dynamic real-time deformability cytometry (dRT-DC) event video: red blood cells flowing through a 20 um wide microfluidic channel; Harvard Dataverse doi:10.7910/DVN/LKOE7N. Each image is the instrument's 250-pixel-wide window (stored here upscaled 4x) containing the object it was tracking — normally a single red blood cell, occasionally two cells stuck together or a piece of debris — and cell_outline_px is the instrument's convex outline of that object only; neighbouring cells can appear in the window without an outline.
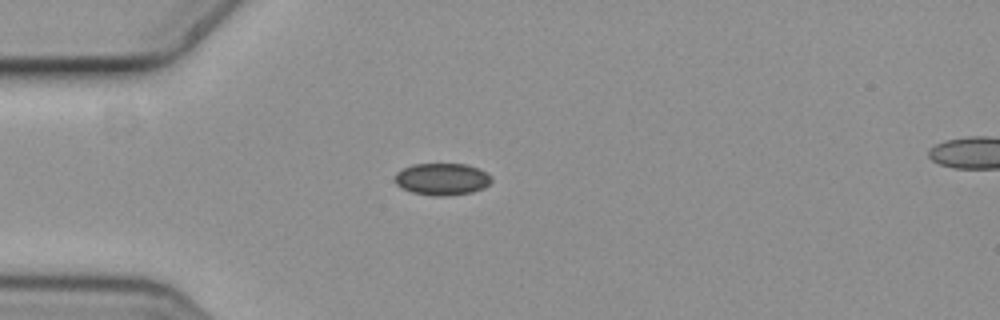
{"species": "common noctule bat (a hibernating species)", "species_latin": "Nyctalus noctula", "temperature_condition": "cold", "stored_images_in_passage": 4, "camera_frame_rate_fps": 3000, "um_per_image_px": 0.085, "animal": {"sex": "female", "body_mass_g": 19.3, "forearm_length_mm": 54.1}, "frame": {"image": 1, "passage_image": 4, "time_ms": 1.0, "image_size_px": [1000, 320], "cell_outline_px": [[492, 180], [484, 188], [472, 192], [448, 196], [432, 196], [412, 192], [400, 188], [396, 184], [396, 172], [412, 164], [468, 164], [492, 176]], "centroid_in_image_um": [37.57, 15.23], "position_along_channel_um": 47.4, "area_um2": 18.03}}